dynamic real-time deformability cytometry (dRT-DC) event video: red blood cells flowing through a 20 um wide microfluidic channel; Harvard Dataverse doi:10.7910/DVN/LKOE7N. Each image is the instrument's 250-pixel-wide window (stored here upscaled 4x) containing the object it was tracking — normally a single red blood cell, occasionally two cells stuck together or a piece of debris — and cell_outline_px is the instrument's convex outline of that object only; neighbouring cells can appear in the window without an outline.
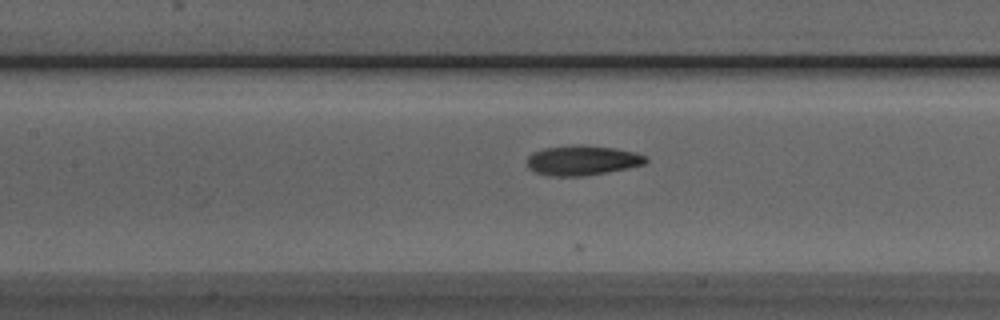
{"species": "Egyptian fruit bat (a non-hibernating species)", "species_latin": "Rousettus aegyptiacus", "temperature_condition": "room temperature", "stored_images_in_passage": 12, "camera_frame_rate_fps": 3000, "um_per_image_px": 0.085, "animal": {"sex": "male"}, "frame": {"image": 1, "passage_image": 10, "time_ms": 3.0, "image_size_px": [1000, 320], "cell_outline_px": [[648, 160], [644, 164], [628, 168], [584, 176], [548, 176], [536, 172], [528, 168], [528, 156], [532, 152], [544, 148], [612, 148], [636, 152], [644, 156]], "centroid_in_image_um": [49.49, 13.69], "position_along_channel_um": 157.9, "area_um2": 19.59}}